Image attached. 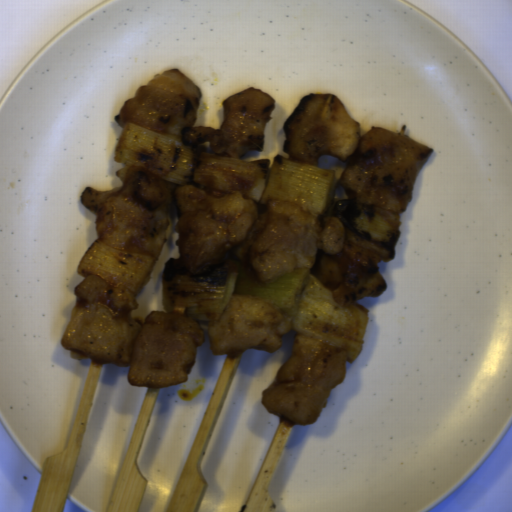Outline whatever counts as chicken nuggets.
I'll return each instance as SVG.
<instances>
[{
  "mask_svg": "<svg viewBox=\"0 0 512 512\" xmlns=\"http://www.w3.org/2000/svg\"><path fill=\"white\" fill-rule=\"evenodd\" d=\"M292 329L293 317L250 293H235L221 318L210 320L208 335L213 356L234 358L249 349L275 353Z\"/></svg>",
  "mask_w": 512,
  "mask_h": 512,
  "instance_id": "chicken-nuggets-6",
  "label": "chicken nuggets"
},
{
  "mask_svg": "<svg viewBox=\"0 0 512 512\" xmlns=\"http://www.w3.org/2000/svg\"><path fill=\"white\" fill-rule=\"evenodd\" d=\"M346 349L296 330L292 352L277 370L276 380L261 394L262 405L300 425L314 423L329 395L346 374Z\"/></svg>",
  "mask_w": 512,
  "mask_h": 512,
  "instance_id": "chicken-nuggets-5",
  "label": "chicken nuggets"
},
{
  "mask_svg": "<svg viewBox=\"0 0 512 512\" xmlns=\"http://www.w3.org/2000/svg\"><path fill=\"white\" fill-rule=\"evenodd\" d=\"M77 302L61 335L70 357L129 367L133 387L160 389L187 382L197 347L205 341L201 324L173 311L152 310L143 323L132 317L137 294L117 289L97 274L75 285Z\"/></svg>",
  "mask_w": 512,
  "mask_h": 512,
  "instance_id": "chicken-nuggets-2",
  "label": "chicken nuggets"
},
{
  "mask_svg": "<svg viewBox=\"0 0 512 512\" xmlns=\"http://www.w3.org/2000/svg\"><path fill=\"white\" fill-rule=\"evenodd\" d=\"M282 151L318 166L320 155L343 163L338 184L347 199L403 214L413 198L417 174L433 149L385 127L361 134L342 102L328 93H308L283 125Z\"/></svg>",
  "mask_w": 512,
  "mask_h": 512,
  "instance_id": "chicken-nuggets-3",
  "label": "chicken nuggets"
},
{
  "mask_svg": "<svg viewBox=\"0 0 512 512\" xmlns=\"http://www.w3.org/2000/svg\"><path fill=\"white\" fill-rule=\"evenodd\" d=\"M119 187L82 190L97 218L100 242L116 251L158 259L167 243V209L174 203L178 260L201 274L234 259L253 285L271 286L285 274L310 269L337 302L379 297L387 284L373 250L346 243L345 225L327 209L312 213L287 200L257 202L160 180L130 166L116 171Z\"/></svg>",
  "mask_w": 512,
  "mask_h": 512,
  "instance_id": "chicken-nuggets-1",
  "label": "chicken nuggets"
},
{
  "mask_svg": "<svg viewBox=\"0 0 512 512\" xmlns=\"http://www.w3.org/2000/svg\"><path fill=\"white\" fill-rule=\"evenodd\" d=\"M200 102L198 87L176 68L169 69L138 87L113 118L123 128L133 123L188 147L209 142L213 154L233 160L263 151L266 125L275 109L271 95L250 86L225 98L219 128L194 126Z\"/></svg>",
  "mask_w": 512,
  "mask_h": 512,
  "instance_id": "chicken-nuggets-4",
  "label": "chicken nuggets"
}]
</instances>
